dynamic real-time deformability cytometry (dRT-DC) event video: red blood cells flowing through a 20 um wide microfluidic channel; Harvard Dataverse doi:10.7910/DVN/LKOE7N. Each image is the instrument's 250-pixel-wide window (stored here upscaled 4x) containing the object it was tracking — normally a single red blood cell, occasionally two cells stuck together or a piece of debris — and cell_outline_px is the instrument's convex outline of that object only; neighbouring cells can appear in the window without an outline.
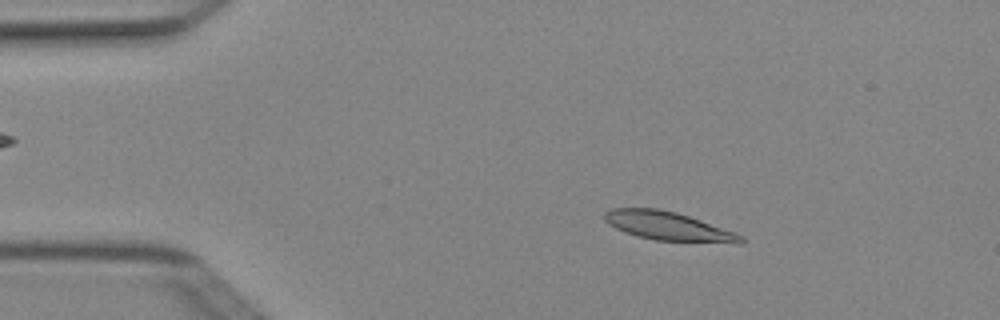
{"species": "Egyptian fruit bat (a non-hibernating species)", "species_latin": "Rousettus aegyptiacus", "temperature_condition": "cold", "stored_images_in_passage": 7, "camera_frame_rate_fps": 3000, "um_per_image_px": 0.085, "animal": {"sex": "female"}, "frame": {"image": 1, "passage_image": 2, "time_ms": 0.333, "image_size_px": [1000, 320], "cell_outline_px": [[744, 244], [736, 244], [656, 240], [636, 236], [616, 228], [608, 224], [604, 220], [604, 212], [612, 208], [660, 208], [676, 212], [736, 232], [744, 236]], "centroid_in_image_um": [56.85, 19.23], "position_along_channel_um": 28.2, "area_um2": 23.06}}
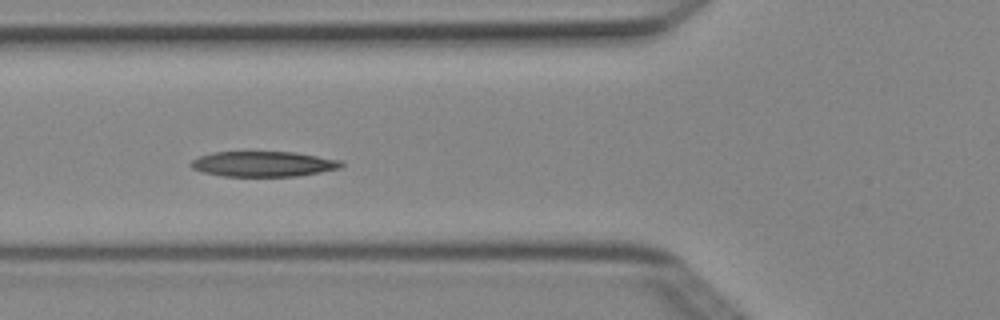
{"frame": {"image": 2, "passage_image": 5, "time_ms": 1.333, "image_size_px": [1000, 320], "cell_outline_px": [[344, 164], [340, 168], [320, 172], [296, 176], [224, 176], [204, 172], [192, 168], [188, 164], [192, 160], [200, 156], [212, 152], [296, 152], [340, 160]], "centroid_in_image_um": [22.38, 13.93], "position_along_channel_um": 103.4, "area_um2": 22.08}}
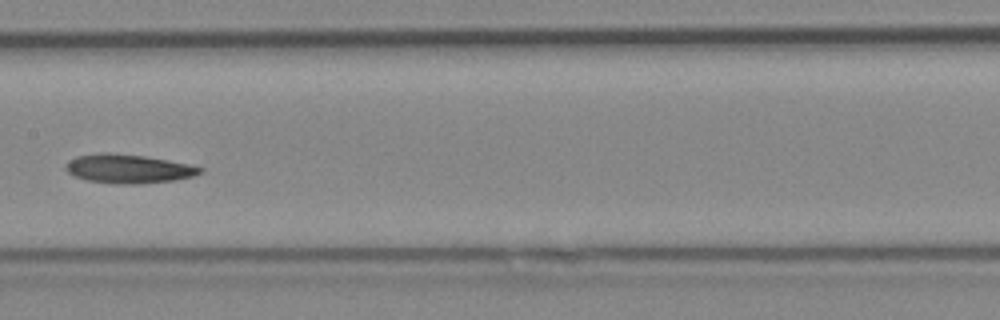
{"frame": {"image": 3, "passage_image": 7, "time_ms": 2.0, "image_size_px": [1000, 320], "cell_outline_px": [[204, 172], [192, 176], [172, 180], [140, 184], [120, 184], [88, 180], [76, 176], [68, 172], [64, 168], [64, 164], [68, 160], [76, 156], [100, 152], [112, 152], [144, 156], [168, 160], [188, 164], [204, 168]], "centroid_in_image_um": [10.89, 14.33], "position_along_channel_um": 196.5, "area_um2": 22.66}}